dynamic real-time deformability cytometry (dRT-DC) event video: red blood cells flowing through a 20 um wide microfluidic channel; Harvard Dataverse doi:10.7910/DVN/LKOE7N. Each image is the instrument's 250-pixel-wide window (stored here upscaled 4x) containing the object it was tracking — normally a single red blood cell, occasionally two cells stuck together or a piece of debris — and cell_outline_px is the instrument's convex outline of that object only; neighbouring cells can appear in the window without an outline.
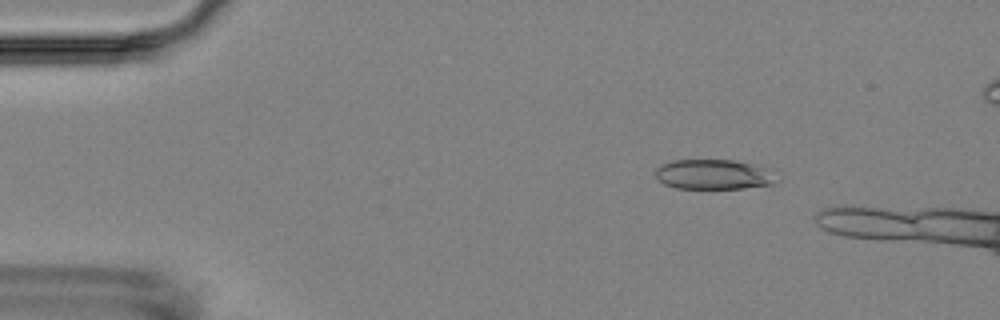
{"species": "Egyptian fruit bat (a non-hibernating species)", "species_latin": "Rousettus aegyptiacus", "temperature_condition": "room temperature", "stored_images_in_passage": 4, "camera_frame_rate_fps": 3000, "um_per_image_px": 0.085, "animal": {"sex": "female"}, "frame": {"image": 1, "passage_image": 2, "time_ms": 2.0, "image_size_px": [1000, 320], "cell_outline_px": [[780, 180], [772, 184], [744, 188], [676, 188], [664, 184], [656, 176], [656, 168], [660, 164], [672, 160], [732, 160], [752, 164], [768, 168]], "centroid_in_image_um": [60.67, 14.82], "position_along_channel_um": 24.3, "area_um2": 21.15}}